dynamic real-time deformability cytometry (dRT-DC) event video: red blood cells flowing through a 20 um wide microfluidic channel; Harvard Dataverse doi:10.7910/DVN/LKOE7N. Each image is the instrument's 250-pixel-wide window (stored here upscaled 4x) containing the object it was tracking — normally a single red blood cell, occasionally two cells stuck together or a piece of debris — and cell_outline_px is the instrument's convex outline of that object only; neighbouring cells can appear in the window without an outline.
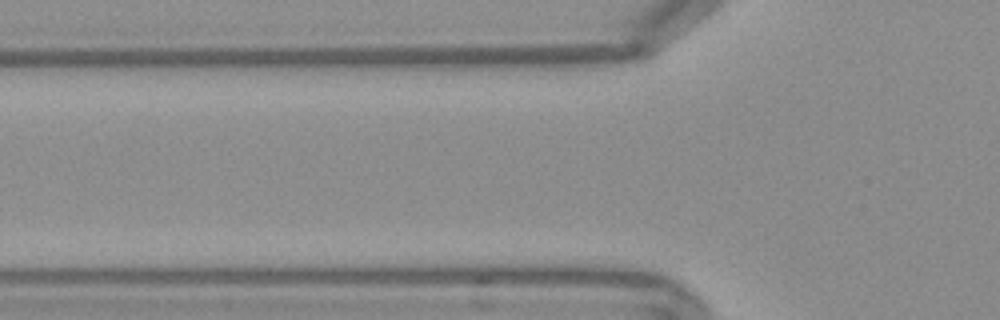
{"species": "Egyptian fruit bat (a non-hibernating species)", "species_latin": "Rousettus aegyptiacus", "temperature_condition": "warm", "stored_images_in_passage": 3, "camera_frame_rate_fps": 3000, "um_per_image_px": 0.085, "frame": {"image": 1, "passage_image": 2, "time_ms": 0.333, "image_size_px": [1000, 320], "cell_outline_px": [[656, 48], [652, 52], [564, 76], [452, 76], [444, 56], [648, 48]], "centroid_in_image_um": [45.69, 5.32], "position_along_channel_um": 80.1, "area_um2": 28.03}}